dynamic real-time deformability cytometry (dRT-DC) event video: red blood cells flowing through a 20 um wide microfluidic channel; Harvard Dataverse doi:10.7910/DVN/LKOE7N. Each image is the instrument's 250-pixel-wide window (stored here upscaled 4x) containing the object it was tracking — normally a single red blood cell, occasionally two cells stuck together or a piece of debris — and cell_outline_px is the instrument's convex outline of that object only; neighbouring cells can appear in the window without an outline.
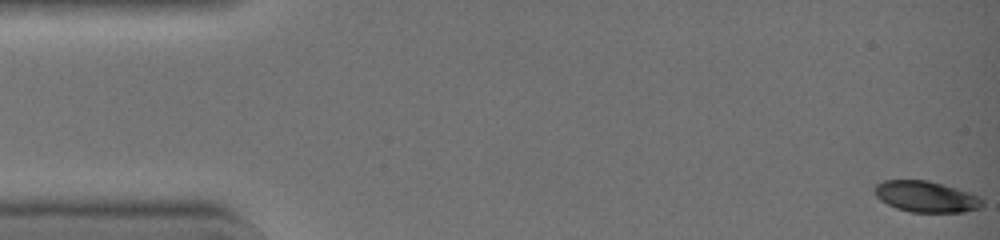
{"species": "common noctule bat (a hibernating species)", "species_latin": "Nyctalus noctula", "temperature_condition": "warm", "stored_images_in_passage": 43, "camera_frame_rate_fps": 3000, "um_per_image_px": 0.085, "animal": {"sex": "female", "body_mass_g": 19.0, "forearm_length_mm": 51.5}, "frame": {"image": 1, "passage_image": 1, "time_ms": 0.0, "image_size_px": [1000, 240], "cell_outline_px": [[984, 204], [980, 208], [964, 212], [912, 212], [896, 208], [880, 200], [876, 196], [872, 188], [876, 184], [884, 180], [928, 180], [944, 184], [980, 196], [984, 200]], "centroid_in_image_um": [78.72, 16.71], "position_along_channel_um": 6.3, "area_um2": 19.71}}
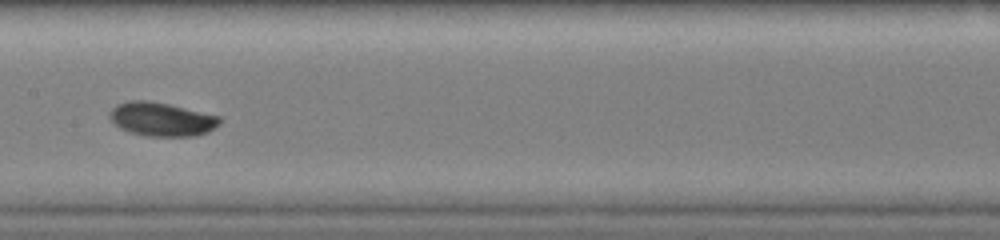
{"frame": {"image": 2, "passage_image": 23, "time_ms": 7.333, "image_size_px": [1000, 240], "cell_outline_px": [[220, 124], [208, 132], [196, 136], [148, 136], [128, 132], [120, 128], [108, 116], [112, 108], [128, 100], [148, 100], [168, 104], [220, 116]], "centroid_in_image_um": [13.75, 10.14], "position_along_channel_um": 193.7, "area_um2": 21.56}}
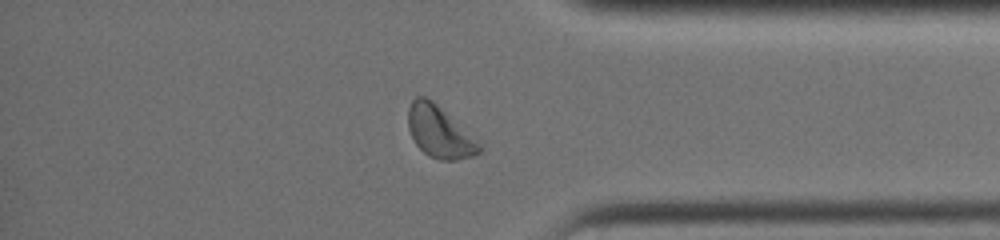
{"frame": {"image": 3, "passage_image": 37, "time_ms": 12.0, "image_size_px": [1000, 240], "cell_outline_px": [[484, 148], [480, 152], [472, 156], [456, 160], [440, 160], [428, 156], [416, 144], [408, 128], [408, 108], [412, 100], [416, 96], [424, 96], [432, 100], [480, 140], [484, 144]], "centroid_in_image_um": [37.41, 11.22], "position_along_channel_um": 397.8, "area_um2": 21.79}, "authors_computed_cell_mechanics": {"area_um2": 20.519, "velocity_mm_per_s": 4.4517, "shape_relaxation_time_tau1_ms": 3.3451, "shape_relaxation_time_tau2_ms": null, "deformation_change_tau1": 0.1331, "deformation_change_tau2": null}}